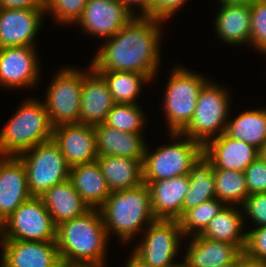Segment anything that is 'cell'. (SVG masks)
Returning a JSON list of instances; mask_svg holds the SVG:
<instances>
[{"label":"cell","mask_w":266,"mask_h":267,"mask_svg":"<svg viewBox=\"0 0 266 267\" xmlns=\"http://www.w3.org/2000/svg\"><path fill=\"white\" fill-rule=\"evenodd\" d=\"M258 156L266 162V142L262 145V147L258 150Z\"/></svg>","instance_id":"obj_46"},{"label":"cell","mask_w":266,"mask_h":267,"mask_svg":"<svg viewBox=\"0 0 266 267\" xmlns=\"http://www.w3.org/2000/svg\"><path fill=\"white\" fill-rule=\"evenodd\" d=\"M224 206L221 200L215 198L187 210L178 219L184 237L201 234Z\"/></svg>","instance_id":"obj_32"},{"label":"cell","mask_w":266,"mask_h":267,"mask_svg":"<svg viewBox=\"0 0 266 267\" xmlns=\"http://www.w3.org/2000/svg\"><path fill=\"white\" fill-rule=\"evenodd\" d=\"M107 264L102 263V264H74V265H68V266H63V267H105Z\"/></svg>","instance_id":"obj_45"},{"label":"cell","mask_w":266,"mask_h":267,"mask_svg":"<svg viewBox=\"0 0 266 267\" xmlns=\"http://www.w3.org/2000/svg\"><path fill=\"white\" fill-rule=\"evenodd\" d=\"M1 235H2V223L0 222V239H1Z\"/></svg>","instance_id":"obj_48"},{"label":"cell","mask_w":266,"mask_h":267,"mask_svg":"<svg viewBox=\"0 0 266 267\" xmlns=\"http://www.w3.org/2000/svg\"><path fill=\"white\" fill-rule=\"evenodd\" d=\"M233 267H266V261L251 257L242 251Z\"/></svg>","instance_id":"obj_42"},{"label":"cell","mask_w":266,"mask_h":267,"mask_svg":"<svg viewBox=\"0 0 266 267\" xmlns=\"http://www.w3.org/2000/svg\"><path fill=\"white\" fill-rule=\"evenodd\" d=\"M68 67L58 70L47 89L46 100L43 102L53 127L80 123L83 69H77V66Z\"/></svg>","instance_id":"obj_9"},{"label":"cell","mask_w":266,"mask_h":267,"mask_svg":"<svg viewBox=\"0 0 266 267\" xmlns=\"http://www.w3.org/2000/svg\"><path fill=\"white\" fill-rule=\"evenodd\" d=\"M169 136L170 141H177L159 146L155 152L149 151L146 146L142 163L143 181H158L187 175L192 165L203 154V145L188 136L182 133H169Z\"/></svg>","instance_id":"obj_5"},{"label":"cell","mask_w":266,"mask_h":267,"mask_svg":"<svg viewBox=\"0 0 266 267\" xmlns=\"http://www.w3.org/2000/svg\"><path fill=\"white\" fill-rule=\"evenodd\" d=\"M225 134L259 150L266 142V108L250 109L228 120Z\"/></svg>","instance_id":"obj_29"},{"label":"cell","mask_w":266,"mask_h":267,"mask_svg":"<svg viewBox=\"0 0 266 267\" xmlns=\"http://www.w3.org/2000/svg\"><path fill=\"white\" fill-rule=\"evenodd\" d=\"M3 9H44V0H0Z\"/></svg>","instance_id":"obj_40"},{"label":"cell","mask_w":266,"mask_h":267,"mask_svg":"<svg viewBox=\"0 0 266 267\" xmlns=\"http://www.w3.org/2000/svg\"><path fill=\"white\" fill-rule=\"evenodd\" d=\"M189 181V174L158 181H143L148 185L151 209L156 219L178 220L182 216Z\"/></svg>","instance_id":"obj_20"},{"label":"cell","mask_w":266,"mask_h":267,"mask_svg":"<svg viewBox=\"0 0 266 267\" xmlns=\"http://www.w3.org/2000/svg\"><path fill=\"white\" fill-rule=\"evenodd\" d=\"M88 68L83 71L80 123L95 127L105 122L115 102L104 78L91 64Z\"/></svg>","instance_id":"obj_18"},{"label":"cell","mask_w":266,"mask_h":267,"mask_svg":"<svg viewBox=\"0 0 266 267\" xmlns=\"http://www.w3.org/2000/svg\"><path fill=\"white\" fill-rule=\"evenodd\" d=\"M203 154L212 162L213 169L244 172L258 157V150L242 140L222 133L203 146Z\"/></svg>","instance_id":"obj_19"},{"label":"cell","mask_w":266,"mask_h":267,"mask_svg":"<svg viewBox=\"0 0 266 267\" xmlns=\"http://www.w3.org/2000/svg\"><path fill=\"white\" fill-rule=\"evenodd\" d=\"M98 156H120L143 163L146 143L141 134L122 132L104 123L94 127Z\"/></svg>","instance_id":"obj_22"},{"label":"cell","mask_w":266,"mask_h":267,"mask_svg":"<svg viewBox=\"0 0 266 267\" xmlns=\"http://www.w3.org/2000/svg\"><path fill=\"white\" fill-rule=\"evenodd\" d=\"M145 112L138 104L115 103L107 114L105 125L122 132L142 134L146 124Z\"/></svg>","instance_id":"obj_33"},{"label":"cell","mask_w":266,"mask_h":267,"mask_svg":"<svg viewBox=\"0 0 266 267\" xmlns=\"http://www.w3.org/2000/svg\"><path fill=\"white\" fill-rule=\"evenodd\" d=\"M99 210L109 238L115 233L122 245L131 242L138 232H143L145 226L156 220L151 209L150 191L144 182L112 191Z\"/></svg>","instance_id":"obj_3"},{"label":"cell","mask_w":266,"mask_h":267,"mask_svg":"<svg viewBox=\"0 0 266 267\" xmlns=\"http://www.w3.org/2000/svg\"><path fill=\"white\" fill-rule=\"evenodd\" d=\"M189 176V188L183 201L182 215L187 210L216 198L213 164L204 154L192 165Z\"/></svg>","instance_id":"obj_28"},{"label":"cell","mask_w":266,"mask_h":267,"mask_svg":"<svg viewBox=\"0 0 266 267\" xmlns=\"http://www.w3.org/2000/svg\"><path fill=\"white\" fill-rule=\"evenodd\" d=\"M133 252L150 267H172L184 235L178 220L156 219L143 232ZM180 245V246H179Z\"/></svg>","instance_id":"obj_11"},{"label":"cell","mask_w":266,"mask_h":267,"mask_svg":"<svg viewBox=\"0 0 266 267\" xmlns=\"http://www.w3.org/2000/svg\"><path fill=\"white\" fill-rule=\"evenodd\" d=\"M258 0H218L219 4L245 5L251 7Z\"/></svg>","instance_id":"obj_44"},{"label":"cell","mask_w":266,"mask_h":267,"mask_svg":"<svg viewBox=\"0 0 266 267\" xmlns=\"http://www.w3.org/2000/svg\"><path fill=\"white\" fill-rule=\"evenodd\" d=\"M241 210L240 206L238 208L234 205H225L200 235L235 245L241 252L244 251L247 235V232H243L246 215H242Z\"/></svg>","instance_id":"obj_26"},{"label":"cell","mask_w":266,"mask_h":267,"mask_svg":"<svg viewBox=\"0 0 266 267\" xmlns=\"http://www.w3.org/2000/svg\"><path fill=\"white\" fill-rule=\"evenodd\" d=\"M215 15L214 30L225 44H249L251 8L245 5L220 4Z\"/></svg>","instance_id":"obj_25"},{"label":"cell","mask_w":266,"mask_h":267,"mask_svg":"<svg viewBox=\"0 0 266 267\" xmlns=\"http://www.w3.org/2000/svg\"><path fill=\"white\" fill-rule=\"evenodd\" d=\"M88 0H44V12L52 13L53 20L63 25H72L81 17Z\"/></svg>","instance_id":"obj_34"},{"label":"cell","mask_w":266,"mask_h":267,"mask_svg":"<svg viewBox=\"0 0 266 267\" xmlns=\"http://www.w3.org/2000/svg\"><path fill=\"white\" fill-rule=\"evenodd\" d=\"M27 176L31 196L39 197L46 190L69 179L70 166L51 139L18 155Z\"/></svg>","instance_id":"obj_8"},{"label":"cell","mask_w":266,"mask_h":267,"mask_svg":"<svg viewBox=\"0 0 266 267\" xmlns=\"http://www.w3.org/2000/svg\"><path fill=\"white\" fill-rule=\"evenodd\" d=\"M172 267H189L184 261H182V263H177L176 265L172 266Z\"/></svg>","instance_id":"obj_47"},{"label":"cell","mask_w":266,"mask_h":267,"mask_svg":"<svg viewBox=\"0 0 266 267\" xmlns=\"http://www.w3.org/2000/svg\"><path fill=\"white\" fill-rule=\"evenodd\" d=\"M106 81L115 103L138 104L137 98L143 84L151 82L150 79L140 73L127 71H96ZM142 85V86H141Z\"/></svg>","instance_id":"obj_30"},{"label":"cell","mask_w":266,"mask_h":267,"mask_svg":"<svg viewBox=\"0 0 266 267\" xmlns=\"http://www.w3.org/2000/svg\"><path fill=\"white\" fill-rule=\"evenodd\" d=\"M0 267H63L56 241L0 239Z\"/></svg>","instance_id":"obj_14"},{"label":"cell","mask_w":266,"mask_h":267,"mask_svg":"<svg viewBox=\"0 0 266 267\" xmlns=\"http://www.w3.org/2000/svg\"><path fill=\"white\" fill-rule=\"evenodd\" d=\"M251 30L249 44L266 54V0H258L251 7Z\"/></svg>","instance_id":"obj_35"},{"label":"cell","mask_w":266,"mask_h":267,"mask_svg":"<svg viewBox=\"0 0 266 267\" xmlns=\"http://www.w3.org/2000/svg\"><path fill=\"white\" fill-rule=\"evenodd\" d=\"M56 229L42 199L32 196L2 223L1 239L56 241Z\"/></svg>","instance_id":"obj_10"},{"label":"cell","mask_w":266,"mask_h":267,"mask_svg":"<svg viewBox=\"0 0 266 267\" xmlns=\"http://www.w3.org/2000/svg\"><path fill=\"white\" fill-rule=\"evenodd\" d=\"M56 226L80 217L90 210L68 179L54 185L39 196Z\"/></svg>","instance_id":"obj_23"},{"label":"cell","mask_w":266,"mask_h":267,"mask_svg":"<svg viewBox=\"0 0 266 267\" xmlns=\"http://www.w3.org/2000/svg\"><path fill=\"white\" fill-rule=\"evenodd\" d=\"M123 3L132 13L135 14L134 6L140 10V16L152 17V0H119Z\"/></svg>","instance_id":"obj_41"},{"label":"cell","mask_w":266,"mask_h":267,"mask_svg":"<svg viewBox=\"0 0 266 267\" xmlns=\"http://www.w3.org/2000/svg\"><path fill=\"white\" fill-rule=\"evenodd\" d=\"M187 1L188 0H152V18L167 22V20L172 18Z\"/></svg>","instance_id":"obj_39"},{"label":"cell","mask_w":266,"mask_h":267,"mask_svg":"<svg viewBox=\"0 0 266 267\" xmlns=\"http://www.w3.org/2000/svg\"><path fill=\"white\" fill-rule=\"evenodd\" d=\"M109 236L99 209L60 223L56 229V245L62 266L102 264Z\"/></svg>","instance_id":"obj_2"},{"label":"cell","mask_w":266,"mask_h":267,"mask_svg":"<svg viewBox=\"0 0 266 267\" xmlns=\"http://www.w3.org/2000/svg\"><path fill=\"white\" fill-rule=\"evenodd\" d=\"M246 252L251 257L266 261V225L246 231Z\"/></svg>","instance_id":"obj_38"},{"label":"cell","mask_w":266,"mask_h":267,"mask_svg":"<svg viewBox=\"0 0 266 267\" xmlns=\"http://www.w3.org/2000/svg\"><path fill=\"white\" fill-rule=\"evenodd\" d=\"M163 23L152 17L135 16L103 41L90 62L91 67L95 71L136 72L152 81L159 71Z\"/></svg>","instance_id":"obj_1"},{"label":"cell","mask_w":266,"mask_h":267,"mask_svg":"<svg viewBox=\"0 0 266 267\" xmlns=\"http://www.w3.org/2000/svg\"><path fill=\"white\" fill-rule=\"evenodd\" d=\"M0 131V156H18L53 137L44 103L27 97Z\"/></svg>","instance_id":"obj_4"},{"label":"cell","mask_w":266,"mask_h":267,"mask_svg":"<svg viewBox=\"0 0 266 267\" xmlns=\"http://www.w3.org/2000/svg\"><path fill=\"white\" fill-rule=\"evenodd\" d=\"M229 94L226 88L208 80L199 92L192 120L181 133L203 146L225 133L230 116Z\"/></svg>","instance_id":"obj_7"},{"label":"cell","mask_w":266,"mask_h":267,"mask_svg":"<svg viewBox=\"0 0 266 267\" xmlns=\"http://www.w3.org/2000/svg\"><path fill=\"white\" fill-rule=\"evenodd\" d=\"M38 58L35 46L0 48V86L5 90L37 86L41 78Z\"/></svg>","instance_id":"obj_12"},{"label":"cell","mask_w":266,"mask_h":267,"mask_svg":"<svg viewBox=\"0 0 266 267\" xmlns=\"http://www.w3.org/2000/svg\"><path fill=\"white\" fill-rule=\"evenodd\" d=\"M128 262L125 264L126 267H150L146 262H144L139 256L134 252L131 253Z\"/></svg>","instance_id":"obj_43"},{"label":"cell","mask_w":266,"mask_h":267,"mask_svg":"<svg viewBox=\"0 0 266 267\" xmlns=\"http://www.w3.org/2000/svg\"><path fill=\"white\" fill-rule=\"evenodd\" d=\"M249 195L266 192V162L259 156L244 170Z\"/></svg>","instance_id":"obj_36"},{"label":"cell","mask_w":266,"mask_h":267,"mask_svg":"<svg viewBox=\"0 0 266 267\" xmlns=\"http://www.w3.org/2000/svg\"><path fill=\"white\" fill-rule=\"evenodd\" d=\"M192 237V238H191ZM191 239L183 261L189 267H233L241 251L232 244L201 236Z\"/></svg>","instance_id":"obj_21"},{"label":"cell","mask_w":266,"mask_h":267,"mask_svg":"<svg viewBox=\"0 0 266 267\" xmlns=\"http://www.w3.org/2000/svg\"><path fill=\"white\" fill-rule=\"evenodd\" d=\"M208 81L201 73L186 67H174L165 88L163 108L169 133H181L195 112L199 92Z\"/></svg>","instance_id":"obj_6"},{"label":"cell","mask_w":266,"mask_h":267,"mask_svg":"<svg viewBox=\"0 0 266 267\" xmlns=\"http://www.w3.org/2000/svg\"><path fill=\"white\" fill-rule=\"evenodd\" d=\"M52 140L70 167L97 160L94 126L81 123L61 124L53 127Z\"/></svg>","instance_id":"obj_15"},{"label":"cell","mask_w":266,"mask_h":267,"mask_svg":"<svg viewBox=\"0 0 266 267\" xmlns=\"http://www.w3.org/2000/svg\"><path fill=\"white\" fill-rule=\"evenodd\" d=\"M44 16V9L0 8V48L35 46Z\"/></svg>","instance_id":"obj_16"},{"label":"cell","mask_w":266,"mask_h":267,"mask_svg":"<svg viewBox=\"0 0 266 267\" xmlns=\"http://www.w3.org/2000/svg\"><path fill=\"white\" fill-rule=\"evenodd\" d=\"M69 180L90 209H99L111 193L97 160L70 167Z\"/></svg>","instance_id":"obj_24"},{"label":"cell","mask_w":266,"mask_h":267,"mask_svg":"<svg viewBox=\"0 0 266 267\" xmlns=\"http://www.w3.org/2000/svg\"><path fill=\"white\" fill-rule=\"evenodd\" d=\"M215 197L225 205L242 206L249 193L244 172L225 169H213Z\"/></svg>","instance_id":"obj_31"},{"label":"cell","mask_w":266,"mask_h":267,"mask_svg":"<svg viewBox=\"0 0 266 267\" xmlns=\"http://www.w3.org/2000/svg\"><path fill=\"white\" fill-rule=\"evenodd\" d=\"M97 162L111 192L132 188L143 183L140 160L120 156H98Z\"/></svg>","instance_id":"obj_27"},{"label":"cell","mask_w":266,"mask_h":267,"mask_svg":"<svg viewBox=\"0 0 266 267\" xmlns=\"http://www.w3.org/2000/svg\"><path fill=\"white\" fill-rule=\"evenodd\" d=\"M241 207L243 213L255 223V228L266 225V192L248 195Z\"/></svg>","instance_id":"obj_37"},{"label":"cell","mask_w":266,"mask_h":267,"mask_svg":"<svg viewBox=\"0 0 266 267\" xmlns=\"http://www.w3.org/2000/svg\"><path fill=\"white\" fill-rule=\"evenodd\" d=\"M31 196L25 165L18 156H0V222Z\"/></svg>","instance_id":"obj_17"},{"label":"cell","mask_w":266,"mask_h":267,"mask_svg":"<svg viewBox=\"0 0 266 267\" xmlns=\"http://www.w3.org/2000/svg\"><path fill=\"white\" fill-rule=\"evenodd\" d=\"M138 14L119 0H88L76 24L91 36L108 39Z\"/></svg>","instance_id":"obj_13"}]
</instances>
